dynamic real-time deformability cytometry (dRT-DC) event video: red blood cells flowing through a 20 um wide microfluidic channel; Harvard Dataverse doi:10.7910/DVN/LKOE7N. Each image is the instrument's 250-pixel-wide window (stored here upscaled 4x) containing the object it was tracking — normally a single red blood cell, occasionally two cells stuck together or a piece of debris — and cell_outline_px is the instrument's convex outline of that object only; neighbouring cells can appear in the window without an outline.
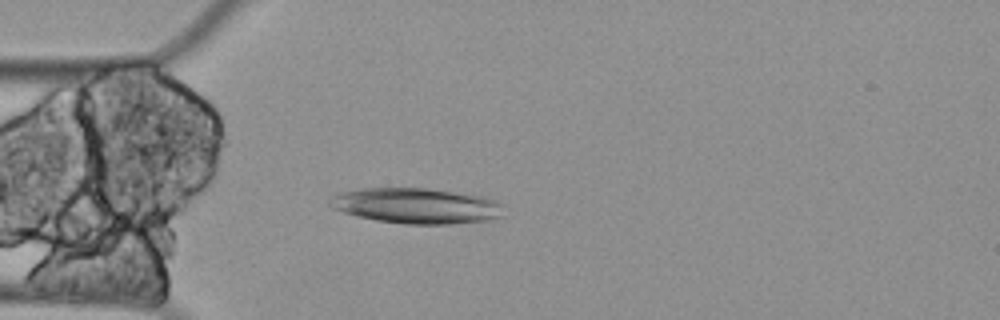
{"species": "Egyptian fruit bat (a non-hibernating species)", "species_latin": "Rousettus aegyptiacus", "temperature_condition": "cold", "stored_images_in_passage": 59, "camera_frame_rate_fps": 3000, "um_per_image_px": 0.085, "animal": {"sex": "female"}, "frame": {"image": 1, "passage_image": 16, "time_ms": 5.0, "image_size_px": [1000, 320], "cell_outline_px": [[504, 216], [484, 220], [452, 224], [408, 224], [376, 220], [356, 216], [332, 208], [328, 204], [328, 196], [340, 192], [364, 188], [424, 188], [480, 196], [504, 204]], "centroid_in_image_um": [35.34, 17.49], "position_along_channel_um": 49.7, "area_um2": 35.95}}
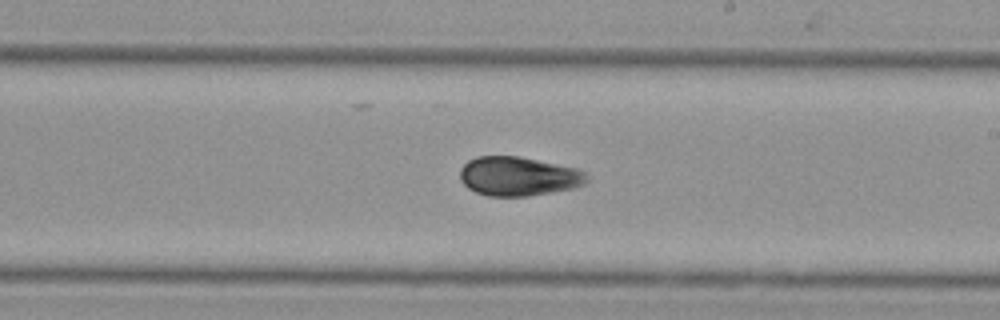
{"frame": {"image": 2, "passage_image": 34, "time_ms": 11.0, "image_size_px": [1000, 320], "cell_outline_px": [[588, 180], [584, 184], [572, 188], [552, 192], [528, 196], [488, 196], [476, 192], [468, 188], [460, 180], [460, 168], [468, 160], [476, 156], [520, 156], [576, 168], [584, 172], [588, 176]], "centroid_in_image_um": [44.04, 14.98], "position_along_channel_um": 245.0, "area_um2": 28.96}}
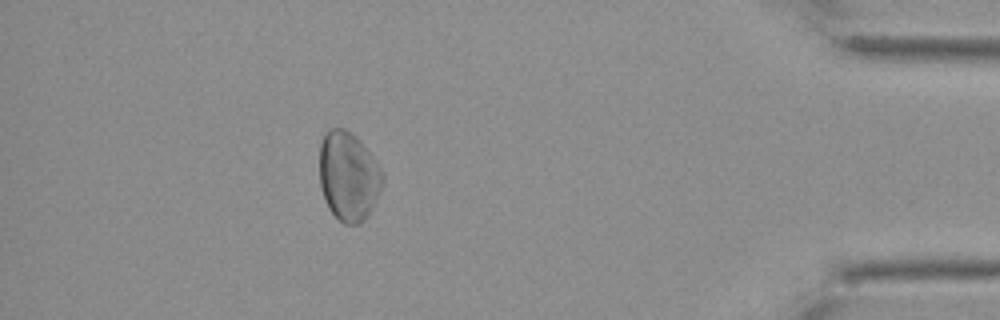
{"frame": {"image": 3, "passage_image": 53, "time_ms": 17.333, "image_size_px": [1000, 320], "cell_outline_px": [[384, 180], [376, 200], [368, 216], [360, 224], [344, 224], [328, 208], [324, 200], [320, 184], [320, 144], [328, 128], [344, 128], [356, 136], [360, 140], [376, 160], [384, 172]], "centroid_in_image_um": [29.63, 14.98], "position_along_channel_um": 405.6, "area_um2": 33.0}}